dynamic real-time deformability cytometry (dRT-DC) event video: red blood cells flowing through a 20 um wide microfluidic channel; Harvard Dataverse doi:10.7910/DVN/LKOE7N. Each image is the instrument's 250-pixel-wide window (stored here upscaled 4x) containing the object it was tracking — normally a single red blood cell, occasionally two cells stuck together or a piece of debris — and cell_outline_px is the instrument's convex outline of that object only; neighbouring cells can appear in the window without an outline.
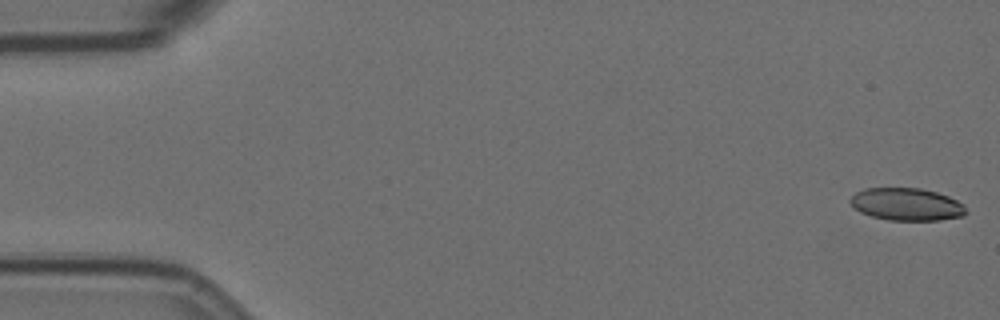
{"species": "Egyptian fruit bat (a non-hibernating species)", "species_latin": "Rousettus aegyptiacus", "temperature_condition": "room temperature", "stored_images_in_passage": 57, "camera_frame_rate_fps": 3000, "um_per_image_px": 0.085, "animal": {"sex": "female"}, "frame": {"image": 1, "passage_image": 1, "time_ms": 0.0, "image_size_px": [1000, 320], "cell_outline_px": [[968, 212], [964, 216], [940, 220], [888, 220], [872, 216], [860, 212], [848, 200], [856, 192], [864, 188], [920, 188], [936, 192], [948, 196], [964, 204]], "centroid_in_image_um": [77.09, 17.36], "position_along_channel_um": 7.9, "area_um2": 21.96}}
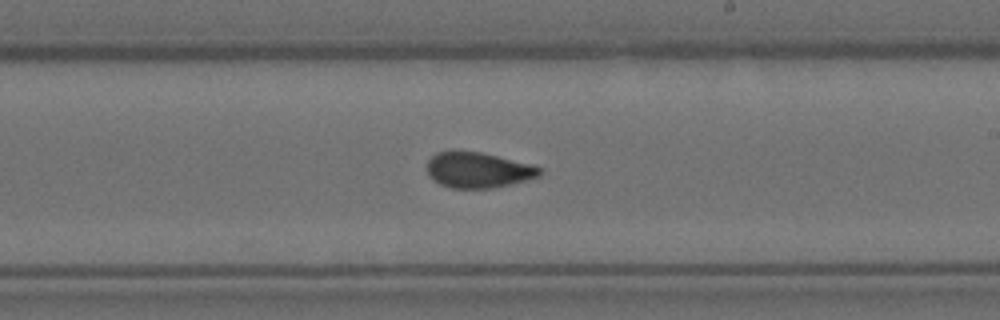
{"frame": {"image": 2, "passage_image": 33, "time_ms": 10.667, "image_size_px": [1000, 320], "cell_outline_px": [[544, 172], [540, 176], [492, 188], [452, 188], [440, 184], [432, 180], [428, 176], [428, 160], [436, 152], [480, 152], [532, 164], [544, 168]], "centroid_in_image_um": [40.66, 14.46], "position_along_channel_um": 248.3, "area_um2": 23.18}}
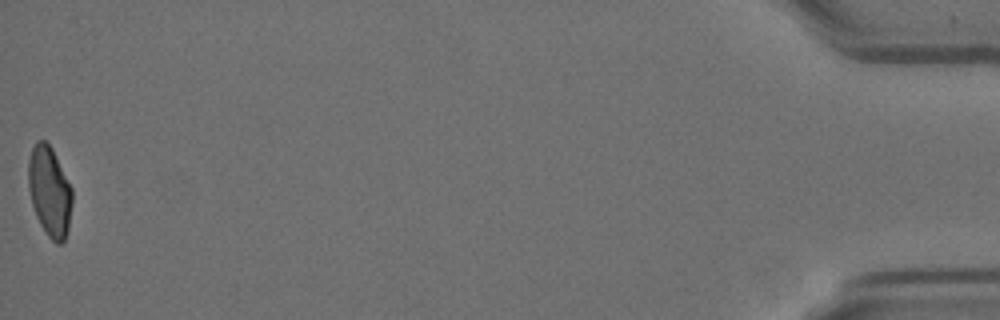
{"frame": {"image": 3, "passage_image": 57, "time_ms": 18.667, "image_size_px": [1000, 320], "cell_outline_px": [[72, 204], [68, 228], [64, 240], [60, 244], [56, 244], [48, 236], [40, 224], [36, 216], [32, 204], [28, 188], [28, 160], [32, 148], [36, 140], [44, 140], [52, 148], [72, 188]], "centroid_in_image_um": [4.2, 16.26], "position_along_channel_um": 431.0, "area_um2": 23.0}, "authors_computed_cell_mechanics": {"area_um2": 23.5246, "velocity_mm_per_s": 3.5389, "shape_relaxation_time_tau1_ms": null, "shape_relaxation_time_tau2_ms": 1.6398, "deformation_change_tau1": null, "deformation_change_tau2": 0.0646}}